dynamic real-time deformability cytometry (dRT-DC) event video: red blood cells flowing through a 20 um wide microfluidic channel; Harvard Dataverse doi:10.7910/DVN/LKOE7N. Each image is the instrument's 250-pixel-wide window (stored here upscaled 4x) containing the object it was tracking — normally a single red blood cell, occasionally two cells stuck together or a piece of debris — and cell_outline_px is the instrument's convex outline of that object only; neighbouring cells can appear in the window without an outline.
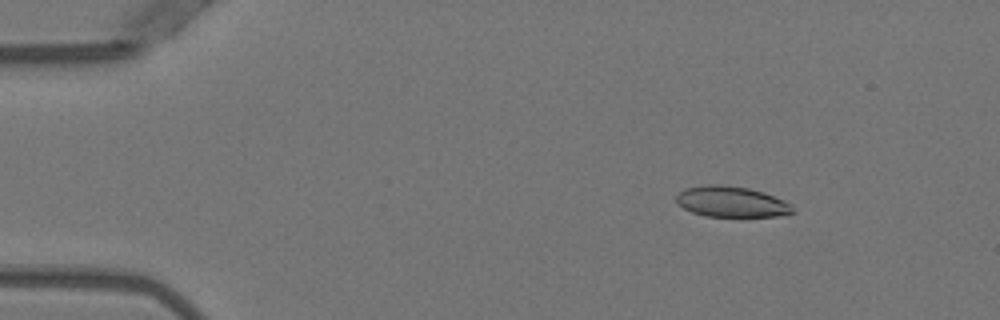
{"species": "Egyptian fruit bat (a non-hibernating species)", "species_latin": "Rousettus aegyptiacus", "temperature_condition": "warm", "stored_images_in_passage": 33, "camera_frame_rate_fps": 3000, "um_per_image_px": 0.085, "animal": {"sex": "female"}, "frame": {"image": 1, "passage_image": 7, "time_ms": 2.0, "image_size_px": [1000, 320], "cell_outline_px": [[796, 212], [776, 216], [704, 216], [692, 212], [684, 208], [676, 200], [676, 196], [684, 188], [708, 184], [720, 184], [748, 188], [764, 192], [784, 200], [792, 204]], "centroid_in_image_um": [62.2, 17.14], "position_along_channel_um": 22.8, "area_um2": 20.87}}